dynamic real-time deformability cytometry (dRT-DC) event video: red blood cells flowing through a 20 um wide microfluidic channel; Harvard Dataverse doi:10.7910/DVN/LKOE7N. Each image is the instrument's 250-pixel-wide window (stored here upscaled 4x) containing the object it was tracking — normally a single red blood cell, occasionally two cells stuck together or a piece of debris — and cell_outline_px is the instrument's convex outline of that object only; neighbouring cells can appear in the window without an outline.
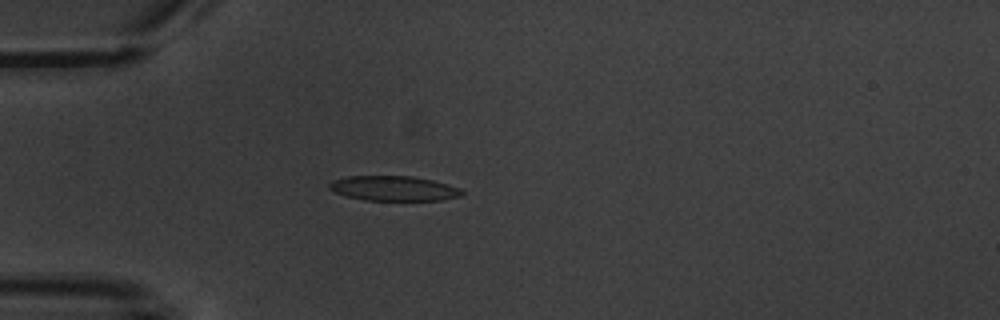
{"species": "common noctule bat (a hibernating species)", "species_latin": "Nyctalus noctula", "temperature_condition": "warm", "stored_images_in_passage": 4, "camera_frame_rate_fps": 3000, "um_per_image_px": 0.085, "animal": {"sex": "male", "body_mass_g": 20.1, "forearm_length_mm": 53.5}, "frame": {"image": 1, "passage_image": 4, "time_ms": 4.0, "image_size_px": [1000, 320], "cell_outline_px": [[464, 192], [460, 196], [440, 200], [364, 200], [344, 196], [328, 188], [328, 184], [332, 180], [348, 176], [412, 176], [432, 180], [460, 188]], "centroid_in_image_um": [33.42, 16.01], "position_along_channel_um": 51.6, "area_um2": 19.19}}